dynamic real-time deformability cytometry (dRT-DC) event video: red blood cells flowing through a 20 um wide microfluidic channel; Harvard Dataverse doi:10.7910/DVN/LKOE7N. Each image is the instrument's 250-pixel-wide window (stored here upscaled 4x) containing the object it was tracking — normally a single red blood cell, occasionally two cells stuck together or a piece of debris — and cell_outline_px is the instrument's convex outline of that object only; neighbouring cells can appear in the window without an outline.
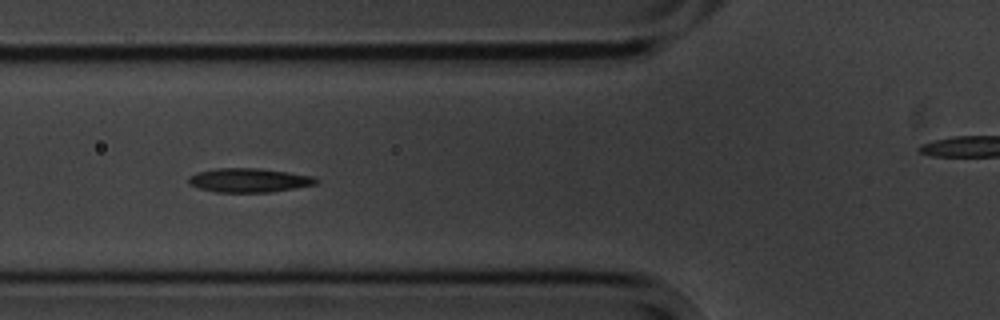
{"species": "common noctule bat (a hibernating species)", "species_latin": "Nyctalus noctula", "temperature_condition": "cold", "stored_images_in_passage": 15, "camera_frame_rate_fps": 3000, "um_per_image_px": 0.085, "animal": {"sex": "male", "body_mass_g": 20.1, "forearm_length_mm": 53.5}, "frame": {"image": 1, "passage_image": 5, "time_ms": 5.667, "image_size_px": [1000, 320], "cell_outline_px": [[320, 180], [316, 184], [272, 192], [216, 192], [200, 188], [188, 184], [188, 180], [196, 172], [216, 168], [256, 168], [288, 172], [312, 176]], "centroid_in_image_um": [21.17, 15.32], "position_along_channel_um": 104.6, "area_um2": 17.74}}
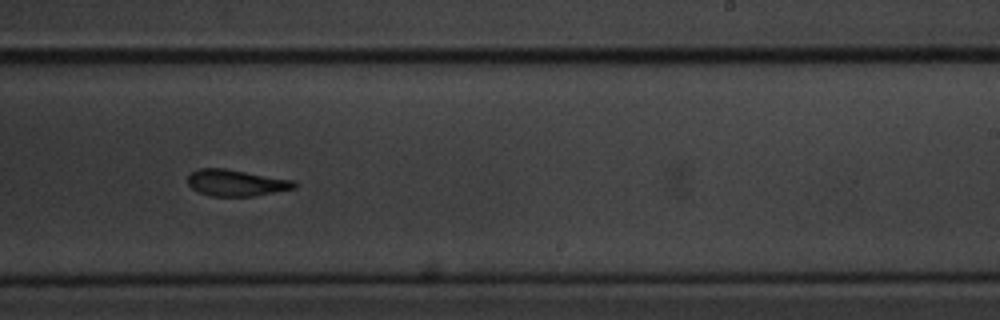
{"frame": {"image": 2, "passage_image": 9, "time_ms": 10.333, "image_size_px": [1000, 320], "cell_outline_px": [[296, 188], [252, 196], [208, 196], [192, 188], [188, 184], [188, 176], [196, 168], [224, 168], [296, 180]], "centroid_in_image_um": [20.07, 15.53], "position_along_channel_um": 268.9, "area_um2": 16.47}}
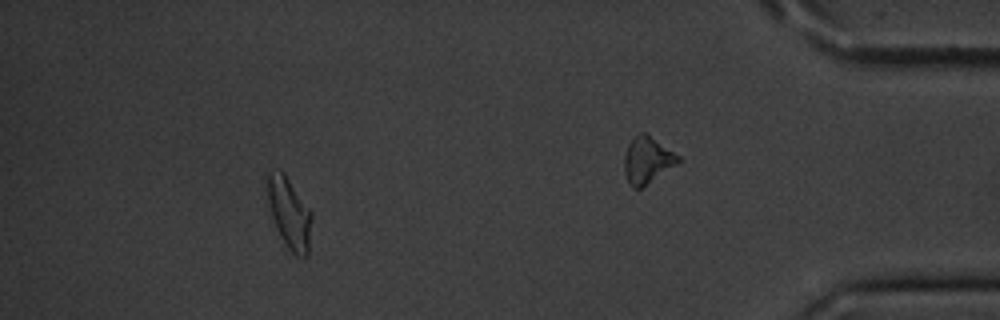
{"frame": {"image": 3, "passage_image": 13, "time_ms": 16.0, "image_size_px": [1000, 320], "cell_outline_px": [[312, 216], [308, 256], [296, 256], [284, 244], [276, 228], [272, 216], [268, 200], [264, 176], [280, 172], [284, 172], [312, 212]], "centroid_in_image_um": [24.59, 18.14], "position_along_channel_um": 410.6, "area_um2": 18.26}, "authors_computed_cell_mechanics": {"area_um2": 17.2244, "velocity_mm_per_s": 3.5151, "shape_relaxation_time_tau1_ms": 4.5793, "shape_relaxation_time_tau2_ms": 2.8011, "deformation_change_tau1": 0.113, "deformation_change_tau2": 0.0765}}